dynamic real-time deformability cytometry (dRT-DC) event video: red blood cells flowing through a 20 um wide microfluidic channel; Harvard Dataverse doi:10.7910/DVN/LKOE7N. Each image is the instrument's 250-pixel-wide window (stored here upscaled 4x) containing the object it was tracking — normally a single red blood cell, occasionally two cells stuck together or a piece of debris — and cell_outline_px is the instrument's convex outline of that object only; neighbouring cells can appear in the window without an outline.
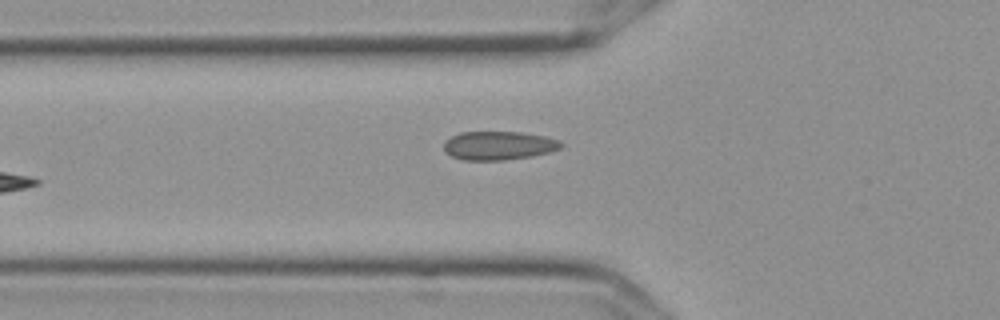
{"species": "Egyptian fruit bat (a non-hibernating species)", "species_latin": "Rousettus aegyptiacus", "temperature_condition": "cold", "stored_images_in_passage": 6, "camera_frame_rate_fps": 3000, "um_per_image_px": 0.085, "frame": {"image": 1, "passage_image": 5, "time_ms": 1.333, "image_size_px": [1000, 320], "cell_outline_px": [[564, 144], [560, 148], [552, 152], [532, 156], [504, 160], [464, 160], [452, 156], [444, 152], [444, 140], [460, 132], [520, 132], [544, 136], [560, 140]], "centroid_in_image_um": [42.39, 12.37], "position_along_channel_um": 83.4, "area_um2": 19.71}}
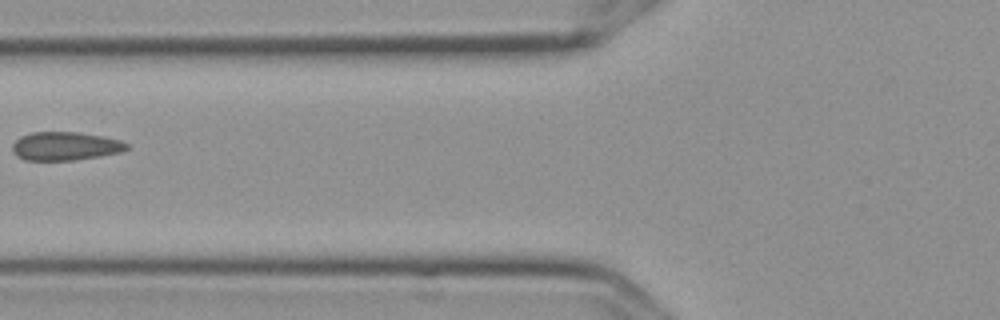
{"frame": {"image": 2, "passage_image": 6, "time_ms": 1.667, "image_size_px": [1000, 320], "cell_outline_px": [[128, 148], [120, 152], [100, 156], [76, 160], [24, 160], [16, 156], [12, 152], [12, 144], [20, 136], [32, 132], [80, 132], [104, 136], [120, 140], [128, 144]], "centroid_in_image_um": [5.52, 12.42], "position_along_channel_um": 120.3, "area_um2": 19.13}}